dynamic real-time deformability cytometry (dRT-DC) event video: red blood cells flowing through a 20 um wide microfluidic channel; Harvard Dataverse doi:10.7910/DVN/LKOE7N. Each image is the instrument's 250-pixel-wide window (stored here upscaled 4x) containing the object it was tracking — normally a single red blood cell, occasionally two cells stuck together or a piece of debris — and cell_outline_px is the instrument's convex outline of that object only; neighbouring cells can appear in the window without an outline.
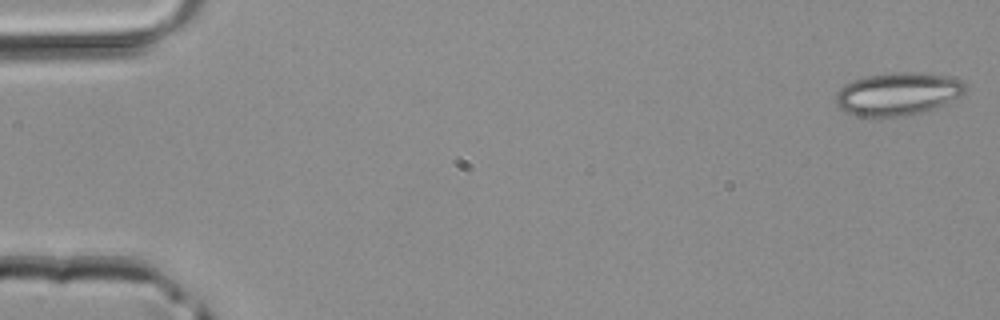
{"species": "common noctule bat (a hibernating species)", "species_latin": "Nyctalus noctula", "temperature_condition": "room temperature", "stored_images_in_passage": 4, "camera_frame_rate_fps": 3000, "um_per_image_px": 0.085, "animal": {"sex": "male", "body_mass_g": 20.4}, "frame": {"image": 1, "passage_image": 1, "time_ms": 0.0, "image_size_px": [1000, 320], "cell_outline_px": [[968, 88], [960, 96], [936, 108], [904, 116], [860, 116], [844, 112], [836, 104], [836, 92], [840, 88], [856, 80], [868, 76], [896, 72], [912, 72], [944, 76], [960, 80]], "centroid_in_image_um": [76.31, 7.99], "position_along_channel_um": 8.7, "area_um2": 31.85}}